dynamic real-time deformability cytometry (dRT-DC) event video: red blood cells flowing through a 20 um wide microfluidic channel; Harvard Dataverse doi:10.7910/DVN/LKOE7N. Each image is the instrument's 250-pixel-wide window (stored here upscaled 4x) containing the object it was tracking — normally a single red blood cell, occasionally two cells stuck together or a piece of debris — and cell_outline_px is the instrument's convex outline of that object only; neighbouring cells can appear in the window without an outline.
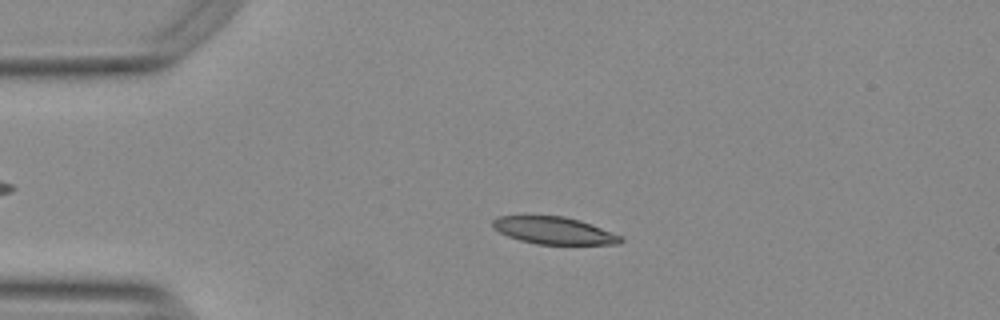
{"species": "Egyptian fruit bat (a non-hibernating species)", "species_latin": "Rousettus aegyptiacus", "temperature_condition": "warm", "stored_images_in_passage": 54, "camera_frame_rate_fps": 3000, "um_per_image_px": 0.085, "animal": {"sex": "female"}, "frame": {"image": 1, "passage_image": 12, "time_ms": 3.667, "image_size_px": [1000, 320], "cell_outline_px": [[624, 240], [620, 244], [536, 244], [520, 240], [508, 236], [492, 228], [492, 220], [496, 216], [564, 216], [580, 220], [592, 224], [620, 236]], "centroid_in_image_um": [47.06, 19.59], "position_along_channel_um": 37.9, "area_um2": 20.23}}
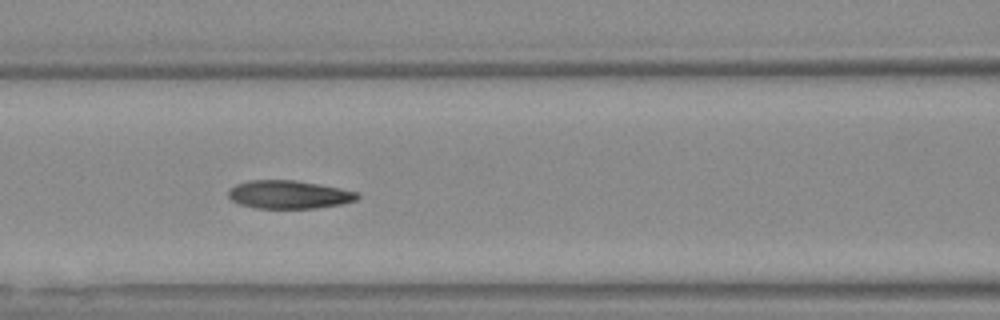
{"frame": {"image": 2, "passage_image": 23, "time_ms": 7.333, "image_size_px": [1000, 320], "cell_outline_px": [[360, 196], [356, 200], [340, 204], [316, 208], [256, 208], [240, 204], [232, 200], [228, 196], [228, 192], [236, 184], [252, 180], [296, 180], [340, 188], [360, 192]], "centroid_in_image_um": [24.59, 16.53], "position_along_channel_um": 142.0, "area_um2": 21.1}}
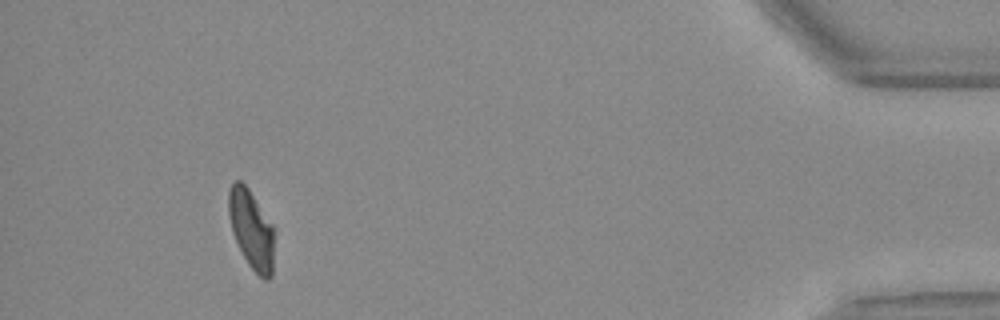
{"frame": {"image": 3, "passage_image": 50, "time_ms": 16.333, "image_size_px": [1000, 320], "cell_outline_px": [[276, 228], [272, 276], [268, 280], [264, 280], [248, 264], [232, 232], [228, 216], [228, 192], [232, 184], [236, 180], [240, 180], [248, 188]], "centroid_in_image_um": [21.41, 19.5], "position_along_channel_um": 413.8, "area_um2": 21.39}, "authors_computed_cell_mechanics": {"area_um2": 21.386, "velocity_mm_per_s": 3.749, "shape_relaxation_time_tau1_ms": 6.2204, "shape_relaxation_time_tau2_ms": 2.3213, "deformation_change_tau1": 0.1877, "deformation_change_tau2": 0.0854}}